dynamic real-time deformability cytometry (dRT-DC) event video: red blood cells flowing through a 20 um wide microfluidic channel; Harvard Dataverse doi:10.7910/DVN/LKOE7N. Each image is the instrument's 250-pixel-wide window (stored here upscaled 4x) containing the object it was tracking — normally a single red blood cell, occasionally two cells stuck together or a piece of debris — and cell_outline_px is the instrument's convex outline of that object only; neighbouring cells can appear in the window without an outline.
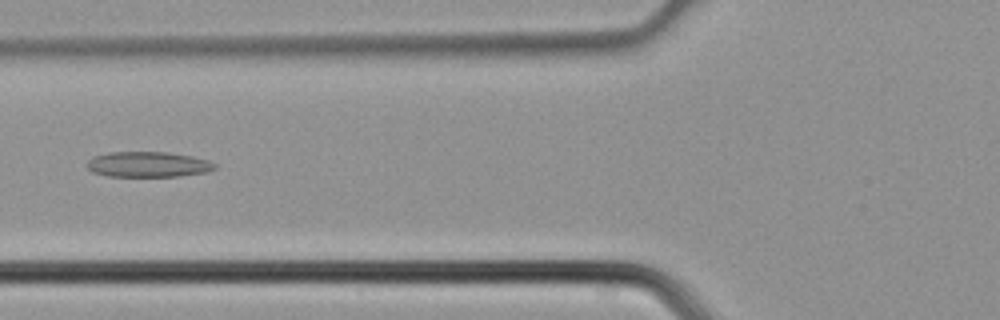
{"species": "common noctule bat (a hibernating species)", "species_latin": "Nyctalus noctula", "temperature_condition": "cold", "stored_images_in_passage": 2, "camera_frame_rate_fps": 3000, "um_per_image_px": 0.085, "animal": {"sex": "male", "body_mass_g": 21.5, "forearm_length_mm": 52.0}, "frame": {"image": 1, "passage_image": 2, "time_ms": 0.333, "image_size_px": [1000, 320], "cell_outline_px": [[216, 168], [208, 172], [176, 176], [108, 176], [92, 172], [88, 168], [88, 160], [92, 156], [108, 152], [168, 152], [192, 156], [208, 160], [216, 164]], "centroid_in_image_um": [12.58, 13.97], "position_along_channel_um": 113.2, "area_um2": 18.96}}